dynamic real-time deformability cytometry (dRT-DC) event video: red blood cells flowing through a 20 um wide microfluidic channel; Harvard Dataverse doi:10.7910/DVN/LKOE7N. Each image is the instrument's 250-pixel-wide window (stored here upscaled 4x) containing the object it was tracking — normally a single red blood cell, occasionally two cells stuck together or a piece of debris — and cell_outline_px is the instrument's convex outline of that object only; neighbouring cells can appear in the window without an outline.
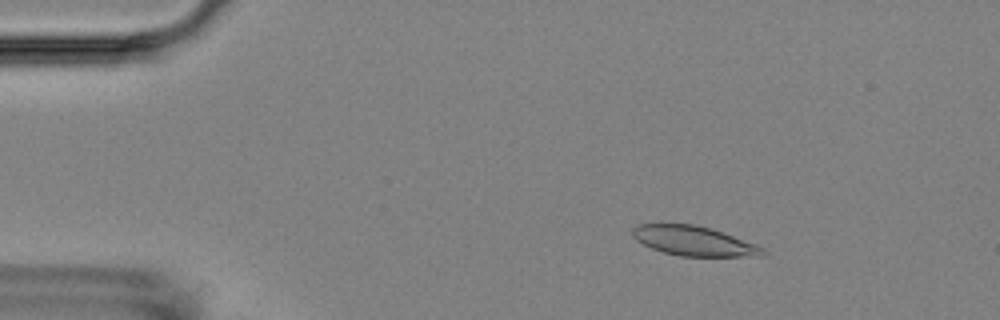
{"species": "Egyptian fruit bat (a non-hibernating species)", "species_latin": "Rousettus aegyptiacus", "temperature_condition": "room temperature", "stored_images_in_passage": 4, "camera_frame_rate_fps": 3000, "um_per_image_px": 0.085, "animal": {"sex": "female"}, "frame": {"image": 1, "passage_image": 2, "time_ms": 1.667, "image_size_px": [1000, 320], "cell_outline_px": [[768, 252], [764, 256], [680, 256], [664, 252], [652, 248], [636, 240], [632, 236], [632, 228], [636, 224], [660, 220], [696, 224], [712, 228], [756, 244], [764, 248]], "centroid_in_image_um": [58.9, 20.42], "position_along_channel_um": 26.1, "area_um2": 23.47}}